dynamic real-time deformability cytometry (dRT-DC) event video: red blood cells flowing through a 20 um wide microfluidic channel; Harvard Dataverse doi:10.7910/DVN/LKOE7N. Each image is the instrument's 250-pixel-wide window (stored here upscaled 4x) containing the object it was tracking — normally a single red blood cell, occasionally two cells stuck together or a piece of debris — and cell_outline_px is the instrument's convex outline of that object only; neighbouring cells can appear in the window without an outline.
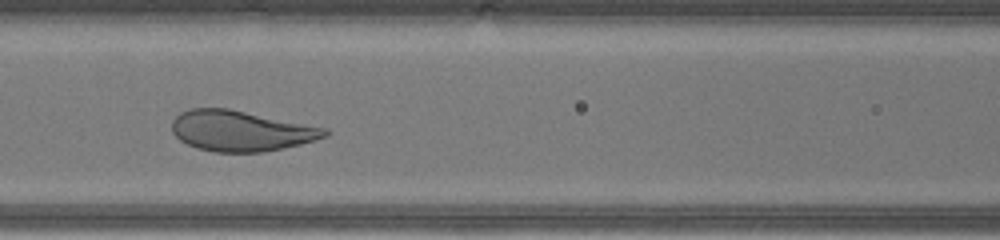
{"species": "human", "species_latin": "Homo sapiens", "temperature_condition": "warm", "stored_images_in_passage": 28, "camera_frame_rate_fps": 3000, "um_per_image_px": 0.085, "donor": {"sex": "male"}, "frame": {"image": 1, "passage_image": 10, "time_ms": 3.0, "image_size_px": [1000, 240], "cell_outline_px": [[332, 132], [328, 136], [316, 140], [300, 144], [264, 152], [216, 152], [196, 148], [180, 140], [172, 132], [172, 120], [180, 112], [192, 108], [228, 108], [328, 128]], "centroid_in_image_um": [20.5, 11.12], "position_along_channel_um": 146.1, "area_um2": 36.3}}
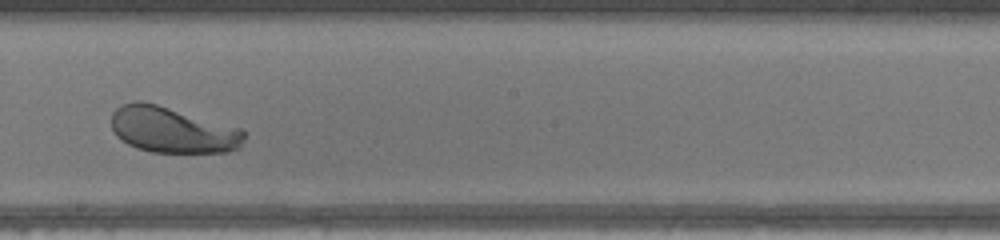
{"frame": {"image": 2, "passage_image": 16, "time_ms": 5.0, "image_size_px": [1000, 240], "cell_outline_px": [[244, 140], [240, 148], [228, 152], [152, 152], [136, 148], [120, 140], [116, 136], [112, 128], [112, 112], [120, 104], [136, 100], [140, 100], [156, 104], [240, 128], [244, 132]], "centroid_in_image_um": [14.62, 11.04], "position_along_channel_um": 233.6, "area_um2": 35.55}}
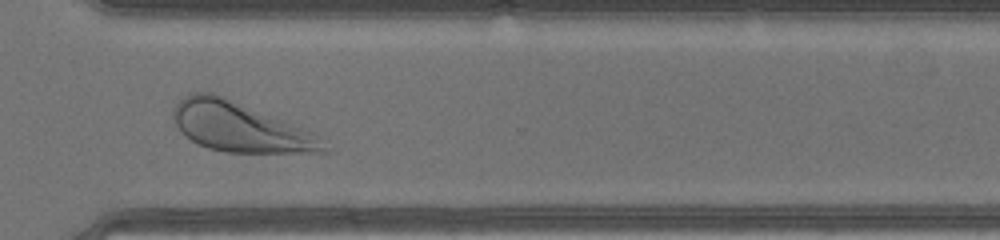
{"frame": {"image": 3, "passage_image": 24, "time_ms": 7.667, "image_size_px": [1000, 240], "cell_outline_px": [[328, 152], [228, 152], [208, 148], [192, 140], [180, 132], [172, 116], [172, 108], [188, 92], [212, 92], [224, 96], [304, 128], [312, 132]], "centroid_in_image_um": [20.3, 10.76], "position_along_channel_um": 350.3, "area_um2": 42.77}, "authors_computed_cell_mechanics": {"area_um2": 36.4429, "velocity_mm_per_s": 4.3801, "shape_relaxation_time_tau1_ms": 2.2196, "shape_relaxation_time_tau2_ms": null, "deformation_change_tau1": 0.1472, "deformation_change_tau2": null}}